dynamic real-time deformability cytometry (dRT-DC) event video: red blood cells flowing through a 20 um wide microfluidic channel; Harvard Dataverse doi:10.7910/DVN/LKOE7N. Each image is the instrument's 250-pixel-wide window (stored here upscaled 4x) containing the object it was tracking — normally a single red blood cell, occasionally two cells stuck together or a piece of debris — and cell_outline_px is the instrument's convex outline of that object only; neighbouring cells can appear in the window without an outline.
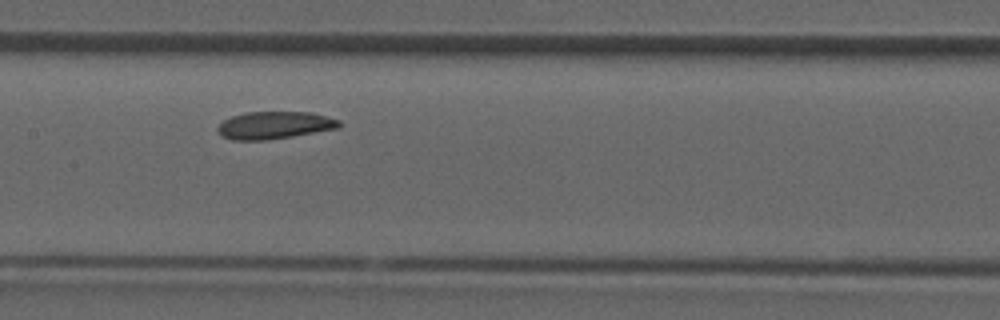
{"species": "common noctule bat (a hibernating species)", "species_latin": "Nyctalus noctula", "temperature_condition": "room temperature", "stored_images_in_passage": 28, "camera_frame_rate_fps": 3000, "um_per_image_px": 0.085, "animal": {"sex": "male", "forearm_length_mm": 52.5}, "frame": {"image": 1, "passage_image": 13, "time_ms": 4.0, "image_size_px": [1000, 320], "cell_outline_px": [[340, 128], [268, 140], [232, 140], [224, 136], [216, 128], [224, 120], [232, 116], [248, 112], [312, 112], [340, 120]], "centroid_in_image_um": [23.36, 10.64], "position_along_channel_um": 184.0, "area_um2": 19.31}}
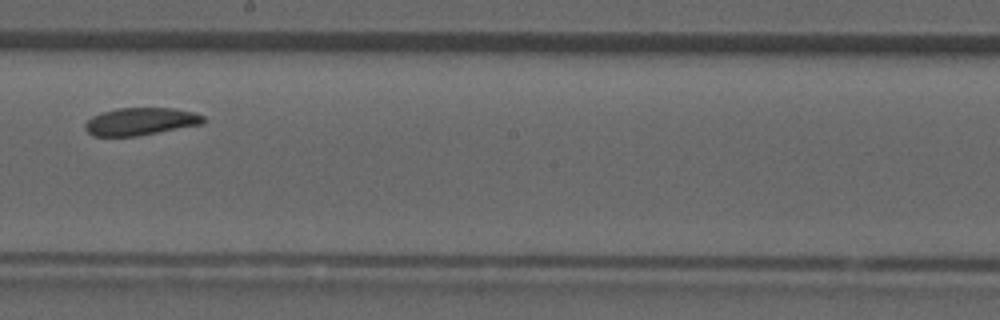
{"frame": {"image": 2, "passage_image": 16, "time_ms": 5.0, "image_size_px": [1000, 320], "cell_outline_px": [[208, 120], [204, 124], [136, 136], [92, 136], [84, 128], [84, 124], [92, 116], [100, 112], [116, 108], [176, 108], [196, 112], [204, 116]], "centroid_in_image_um": [11.99, 10.31], "position_along_channel_um": 236.2, "area_um2": 19.31}}